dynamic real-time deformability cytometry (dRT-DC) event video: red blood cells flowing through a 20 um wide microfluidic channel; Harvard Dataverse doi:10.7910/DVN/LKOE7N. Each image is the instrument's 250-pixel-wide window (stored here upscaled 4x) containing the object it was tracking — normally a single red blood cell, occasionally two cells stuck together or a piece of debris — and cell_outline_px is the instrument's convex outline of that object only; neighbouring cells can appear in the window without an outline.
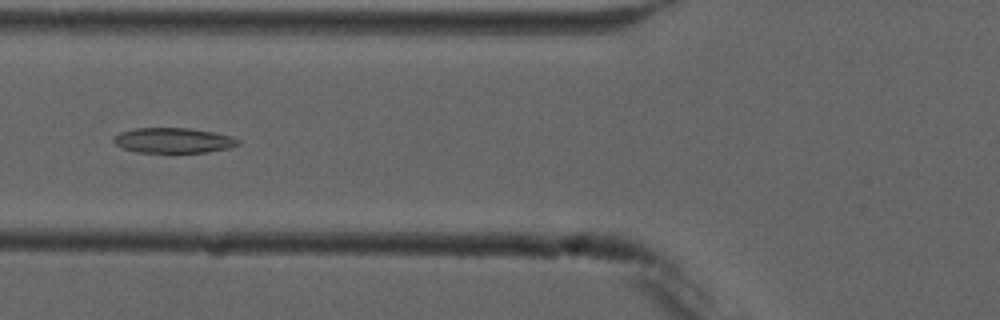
{"species": "common noctule bat (a hibernating species)", "species_latin": "Nyctalus noctula", "temperature_condition": "cold", "stored_images_in_passage": 5, "camera_frame_rate_fps": 3000, "um_per_image_px": 0.085, "animal": {"sex": "male", "forearm_length_mm": 52.5}, "frame": {"image": 1, "passage_image": 5, "time_ms": 4.667, "image_size_px": [1000, 320], "cell_outline_px": [[240, 144], [228, 148], [208, 152], [136, 152], [124, 148], [116, 144], [112, 140], [120, 132], [136, 128], [188, 128], [212, 132], [232, 136], [240, 140]], "centroid_in_image_um": [14.76, 11.93], "position_along_channel_um": 111.0, "area_um2": 18.09}}